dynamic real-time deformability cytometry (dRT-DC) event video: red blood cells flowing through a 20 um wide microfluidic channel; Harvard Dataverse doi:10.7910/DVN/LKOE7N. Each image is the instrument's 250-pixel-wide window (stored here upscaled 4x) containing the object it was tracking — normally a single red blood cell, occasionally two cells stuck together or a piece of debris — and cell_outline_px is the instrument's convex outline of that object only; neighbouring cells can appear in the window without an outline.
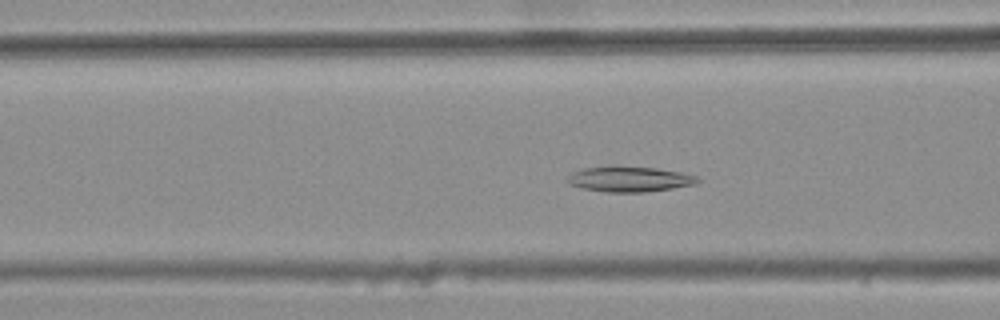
{"species": "common noctule bat (a hibernating species)", "species_latin": "Nyctalus noctula", "temperature_condition": "warm", "stored_images_in_passage": 43, "camera_frame_rate_fps": 3000, "um_per_image_px": 0.085, "animal": {"sex": "female", "body_mass_g": 25.1}, "frame": {"image": 1, "passage_image": 18, "time_ms": 5.667, "image_size_px": [1000, 320], "cell_outline_px": [[700, 180], [696, 184], [672, 188], [644, 192], [608, 192], [584, 188], [568, 184], [564, 180], [572, 172], [584, 168], [612, 164], [616, 164], [656, 168], [680, 172], [696, 176]], "centroid_in_image_um": [53.45, 15.19], "position_along_channel_um": 113.2, "area_um2": 19.65}}
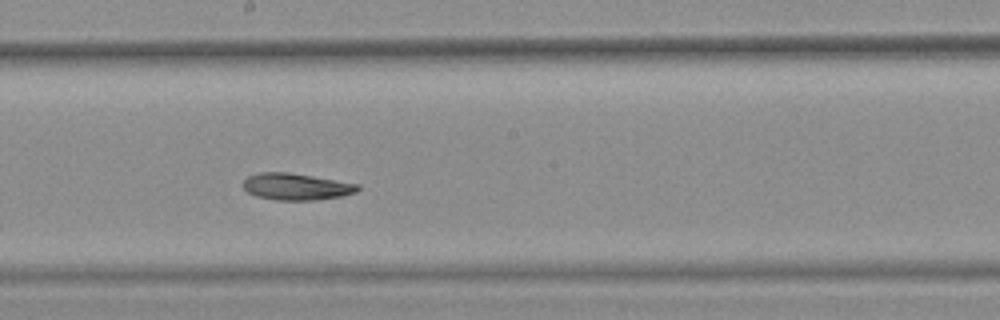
{"frame": {"image": 2, "passage_image": 27, "time_ms": 8.667, "image_size_px": [1000, 320], "cell_outline_px": [[360, 188], [356, 192], [340, 196], [316, 200], [276, 200], [256, 196], [248, 192], [240, 184], [248, 176], [260, 172], [288, 172], [360, 184]], "centroid_in_image_um": [25.15, 15.86], "position_along_channel_um": 223.0, "area_um2": 17.86}}
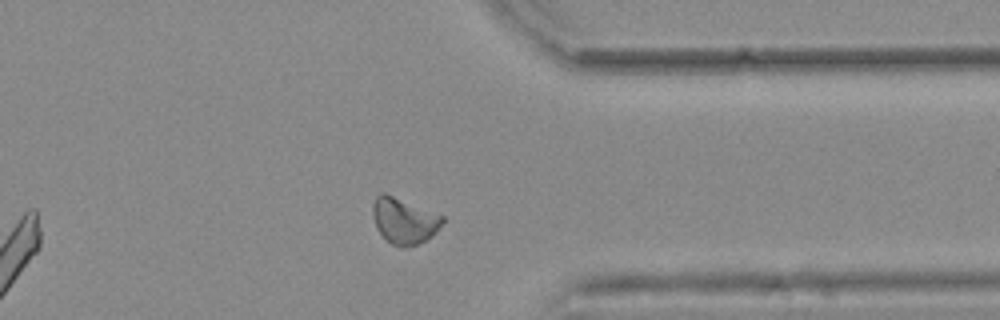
{"frame": {"image": 3, "passage_image": 40, "time_ms": 13.0, "image_size_px": [1000, 320], "cell_outline_px": [[444, 220], [436, 232], [428, 240], [404, 248], [400, 248], [392, 244], [376, 228], [372, 212], [372, 204], [376, 196], [380, 192], [384, 192], [444, 216]], "centroid_in_image_um": [34.34, 18.76], "position_along_channel_um": 377.1, "area_um2": 18.67}}